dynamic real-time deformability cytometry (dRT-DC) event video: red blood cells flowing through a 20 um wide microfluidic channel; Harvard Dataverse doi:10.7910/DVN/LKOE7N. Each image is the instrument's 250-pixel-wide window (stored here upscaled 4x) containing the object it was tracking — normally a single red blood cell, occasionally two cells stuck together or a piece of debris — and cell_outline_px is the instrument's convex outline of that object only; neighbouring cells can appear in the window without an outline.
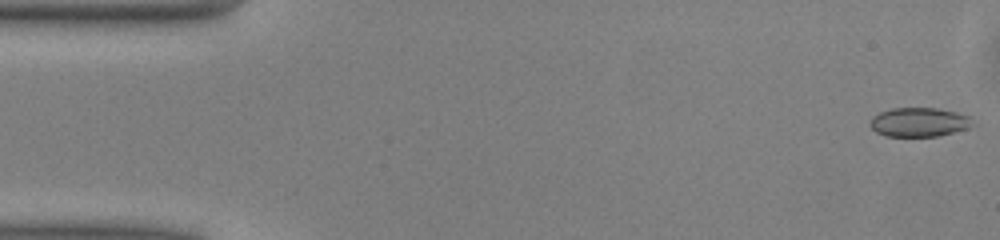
{"species": "common noctule bat (a hibernating species)", "species_latin": "Nyctalus noctula", "temperature_condition": "warm", "stored_images_in_passage": 46, "camera_frame_rate_fps": 3000, "um_per_image_px": 0.085, "animal": {"sex": "male", "body_mass_g": 13.0, "forearm_length_mm": 53.1}, "frame": {"image": 1, "passage_image": 1, "time_ms": 0.0, "image_size_px": [1000, 240], "cell_outline_px": [[972, 124], [968, 128], [940, 136], [884, 136], [876, 132], [868, 124], [872, 116], [880, 112], [892, 108], [936, 108], [956, 112], [968, 116]], "centroid_in_image_um": [78.07, 10.38], "position_along_channel_um": 6.9, "area_um2": 17.34}}
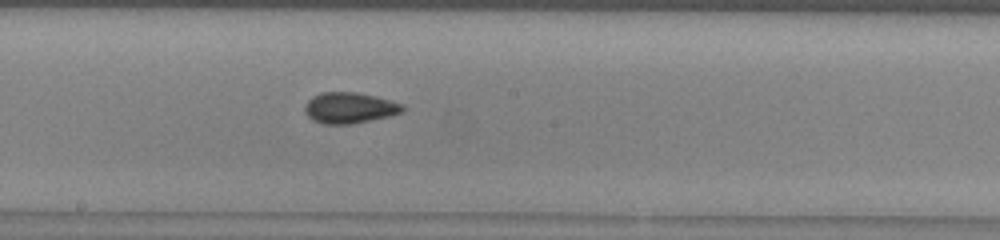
{"frame": {"image": 2, "passage_image": 26, "time_ms": 8.333, "image_size_px": [1000, 240], "cell_outline_px": [[408, 108], [404, 112], [392, 116], [352, 124], [324, 124], [312, 120], [304, 112], [304, 104], [312, 96], [320, 92], [356, 92], [376, 96], [404, 104]], "centroid_in_image_um": [29.75, 9.17], "position_along_channel_um": 218.5, "area_um2": 18.09}}
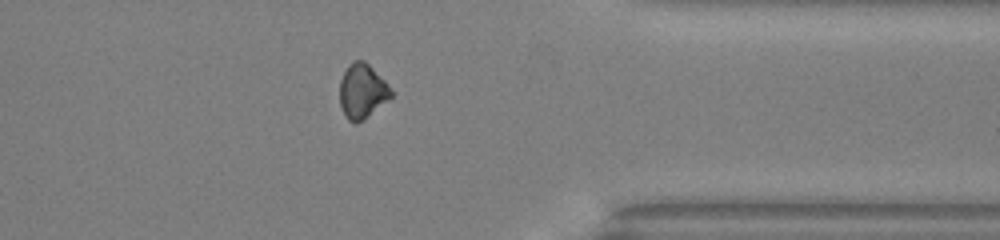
{"frame": {"image": 3, "passage_image": 39, "time_ms": 12.667, "image_size_px": [1000, 240], "cell_outline_px": [[392, 96], [388, 100], [356, 124], [348, 120], [340, 108], [340, 80], [348, 64], [352, 60], [364, 60], [388, 84], [392, 92]], "centroid_in_image_um": [30.76, 7.74], "position_along_channel_um": 380.6, "area_um2": 16.18}, "authors_computed_cell_mechanics": {"area_um2": 16.9932, "velocity_mm_per_s": 4.085, "shape_relaxation_time_tau1_ms": 4.7024, "shape_relaxation_time_tau2_ms": 1.7864, "deformation_change_tau1": 0.0547, "deformation_change_tau2": 0.0486}}